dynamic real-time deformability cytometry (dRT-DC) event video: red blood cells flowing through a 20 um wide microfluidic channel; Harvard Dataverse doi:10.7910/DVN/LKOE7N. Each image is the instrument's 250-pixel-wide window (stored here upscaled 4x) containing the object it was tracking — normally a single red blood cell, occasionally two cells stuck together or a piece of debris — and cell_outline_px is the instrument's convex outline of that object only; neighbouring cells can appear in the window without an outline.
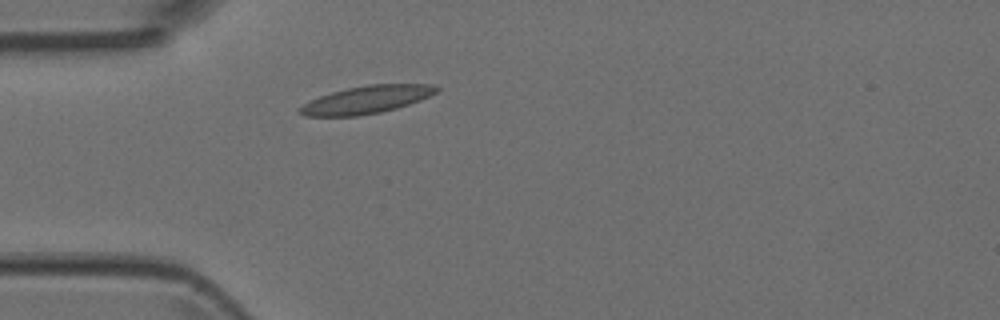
{"species": "Egyptian fruit bat (a non-hibernating species)", "species_latin": "Rousettus aegyptiacus", "temperature_condition": "room temperature", "stored_images_in_passage": 1, "camera_frame_rate_fps": 3000, "um_per_image_px": 0.085, "animal": {"sex": "female"}, "frame": {"image": 1, "passage_image": 1, "time_ms": 0.0, "image_size_px": [1000, 320], "cell_outline_px": [[440, 88], [436, 92], [420, 100], [396, 108], [380, 112], [360, 116], [304, 116], [300, 112], [300, 108], [304, 104], [320, 96], [332, 92], [348, 88], [368, 84], [432, 84]], "centroid_in_image_um": [31.18, 8.47], "position_along_channel_um": 53.8, "area_um2": 21.73}}